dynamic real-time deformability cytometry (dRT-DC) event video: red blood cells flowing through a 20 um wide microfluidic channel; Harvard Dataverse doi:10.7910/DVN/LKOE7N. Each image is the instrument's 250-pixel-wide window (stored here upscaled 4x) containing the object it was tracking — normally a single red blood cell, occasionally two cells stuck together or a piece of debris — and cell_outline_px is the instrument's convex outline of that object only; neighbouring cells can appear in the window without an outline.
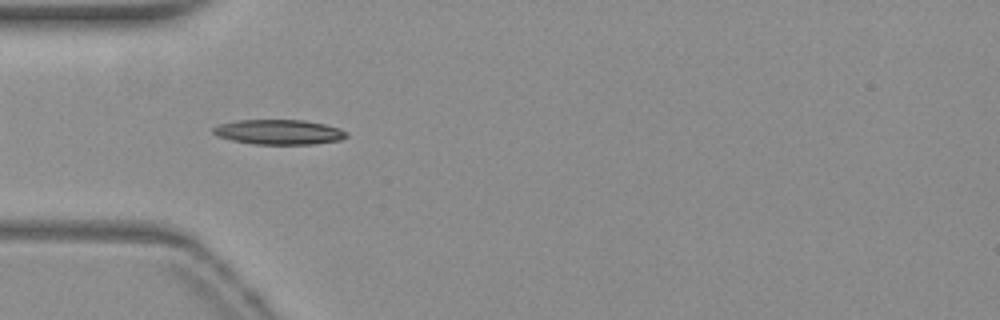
{"species": "common noctule bat (a hibernating species)", "species_latin": "Nyctalus noctula", "temperature_condition": "warm", "stored_images_in_passage": 31, "camera_frame_rate_fps": 3000, "um_per_image_px": 0.085, "animal": {"sex": "female", "body_mass_g": 19.3, "forearm_length_mm": 54.1}, "frame": {"image": 1, "passage_image": 2, "time_ms": 0.333, "image_size_px": [1000, 320], "cell_outline_px": [[348, 136], [340, 140], [316, 144], [252, 144], [232, 140], [220, 136], [212, 132], [212, 128], [220, 124], [240, 120], [304, 120], [324, 124], [340, 128]], "centroid_in_image_um": [23.72, 11.22], "position_along_channel_um": 61.3, "area_um2": 19.19}}
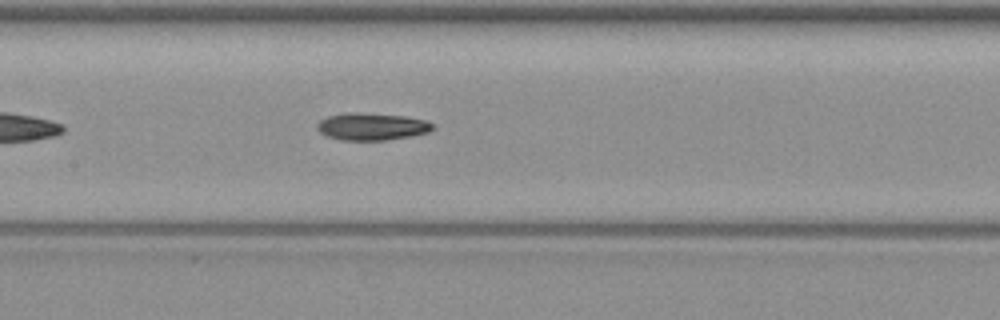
{"frame": {"image": 2, "passage_image": 11, "time_ms": 3.333, "image_size_px": [1000, 320], "cell_outline_px": [[436, 128], [428, 132], [412, 136], [388, 140], [340, 140], [328, 136], [320, 132], [316, 128], [316, 124], [320, 120], [328, 116], [344, 112], [356, 112], [404, 116], [424, 120], [432, 124]], "centroid_in_image_um": [31.58, 10.76], "position_along_channel_um": 175.8, "area_um2": 18.44}}
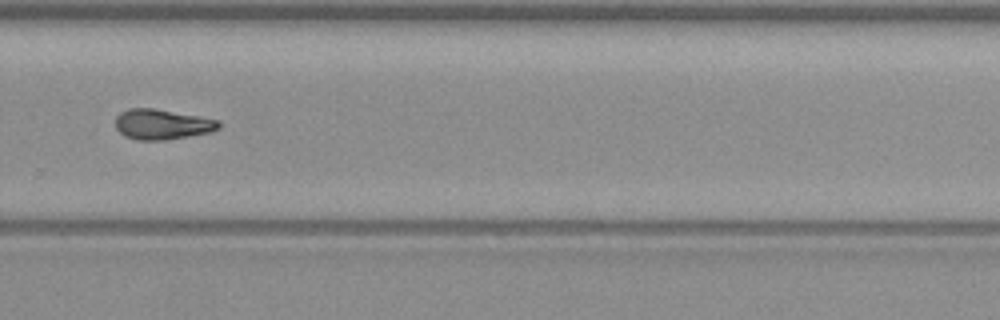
{"frame": {"image": 3, "passage_image": 22, "time_ms": 7.0, "image_size_px": [1000, 320], "cell_outline_px": [[220, 128], [208, 132], [188, 136], [164, 140], [136, 140], [124, 136], [116, 128], [116, 116], [120, 112], [128, 108], [152, 108], [200, 116], [220, 120]], "centroid_in_image_um": [13.76, 10.56], "position_along_channel_um": 316.0, "area_um2": 18.21}, "authors_computed_cell_mechanics": {"area_um2": 18.207, "velocity_mm_per_s": 3.8387, "shape_relaxation_time_tau1_ms": 8.927, "shape_relaxation_time_tau2_ms": null, "deformation_change_tau1": 0.239, "deformation_change_tau2": null}}